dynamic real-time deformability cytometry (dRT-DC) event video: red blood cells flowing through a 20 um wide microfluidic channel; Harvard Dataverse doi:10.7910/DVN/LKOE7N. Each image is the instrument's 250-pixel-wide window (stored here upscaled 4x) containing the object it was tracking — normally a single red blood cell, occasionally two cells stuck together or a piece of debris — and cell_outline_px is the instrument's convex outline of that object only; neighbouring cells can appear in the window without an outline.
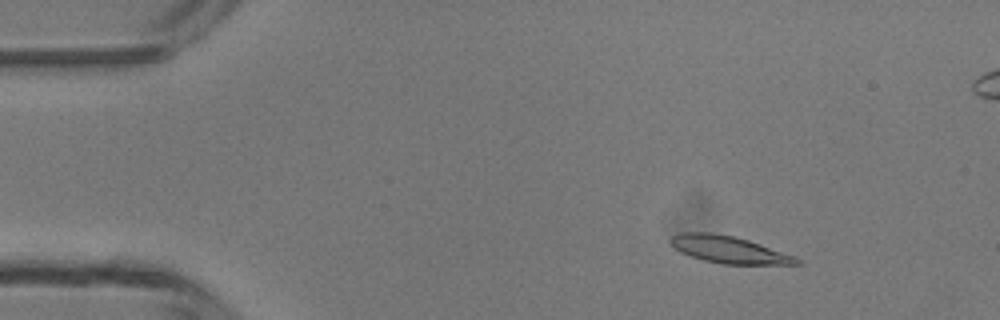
{"species": "common noctule bat (a hibernating species)", "species_latin": "Nyctalus noctula", "temperature_condition": "room temperature", "stored_images_in_passage": 5, "segment_of_instrument_passage": [1, 2], "camera_frame_rate_fps": 3000, "um_per_image_px": 0.085, "animal": {"sex": "male", "body_mass_g": 13.3}, "frame": {"image": 1, "passage_image": 2, "time_ms": 1.333, "image_size_px": [1000, 320], "cell_outline_px": [[804, 264], [720, 264], [704, 260], [680, 252], [668, 244], [668, 240], [672, 236], [684, 232], [708, 232], [732, 236], [748, 240], [796, 256], [804, 260]], "centroid_in_image_um": [61.97, 21.22], "position_along_channel_um": 23.0, "area_um2": 20.0}}